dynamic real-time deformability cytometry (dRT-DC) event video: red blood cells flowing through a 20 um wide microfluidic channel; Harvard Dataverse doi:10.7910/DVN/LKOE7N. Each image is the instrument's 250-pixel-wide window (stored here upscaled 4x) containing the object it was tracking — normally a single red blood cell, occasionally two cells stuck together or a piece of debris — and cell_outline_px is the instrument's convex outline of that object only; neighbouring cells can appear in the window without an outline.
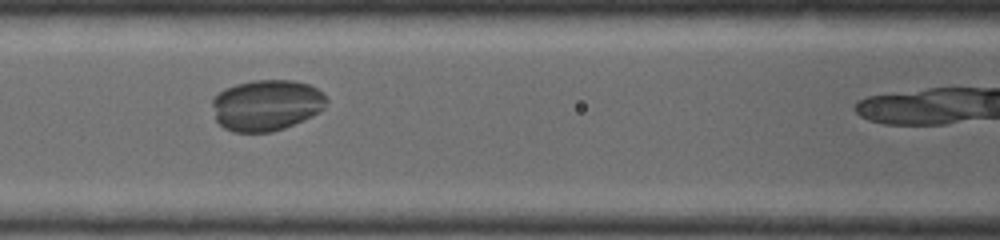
{"species": "common noctule bat (a hibernating species)", "species_latin": "Nyctalus noctula", "temperature_condition": "warm", "stored_images_in_passage": 6, "camera_frame_rate_fps": 5000, "um_per_image_px": 0.085, "animal": {"sex": "female", "body_mass_g": 19.0, "forearm_length_mm": 53.3}, "frame": {"image": 1, "passage_image": 5, "time_ms": 1.2, "image_size_px": [1000, 240], "cell_outline_px": [[328, 100], [324, 108], [320, 112], [304, 120], [284, 128], [272, 132], [232, 132], [224, 128], [216, 120], [212, 104], [212, 100], [224, 88], [236, 84], [252, 80], [292, 80], [308, 84], [316, 88]], "centroid_in_image_um": [22.64, 8.94], "position_along_channel_um": 144.0, "area_um2": 34.04}}
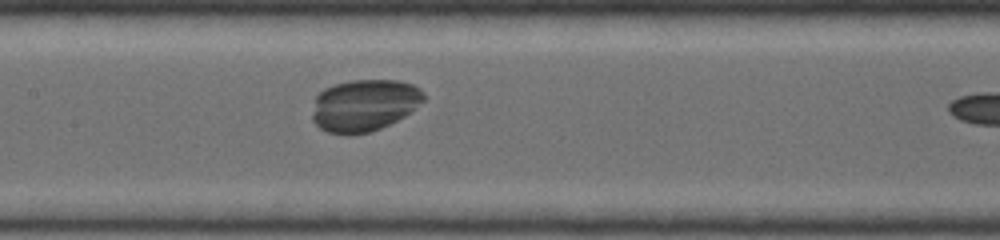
{"frame": {"image": 2, "passage_image": 6, "time_ms": 1.6, "image_size_px": [1000, 240], "cell_outline_px": [[424, 100], [404, 116], [380, 128], [368, 132], [348, 136], [328, 132], [320, 128], [312, 120], [312, 112], [316, 96], [324, 88], [336, 84], [352, 80], [396, 80], [412, 84], [420, 88], [424, 92]], "centroid_in_image_um": [30.94, 8.95], "position_along_channel_um": 176.5, "area_um2": 33.7}}